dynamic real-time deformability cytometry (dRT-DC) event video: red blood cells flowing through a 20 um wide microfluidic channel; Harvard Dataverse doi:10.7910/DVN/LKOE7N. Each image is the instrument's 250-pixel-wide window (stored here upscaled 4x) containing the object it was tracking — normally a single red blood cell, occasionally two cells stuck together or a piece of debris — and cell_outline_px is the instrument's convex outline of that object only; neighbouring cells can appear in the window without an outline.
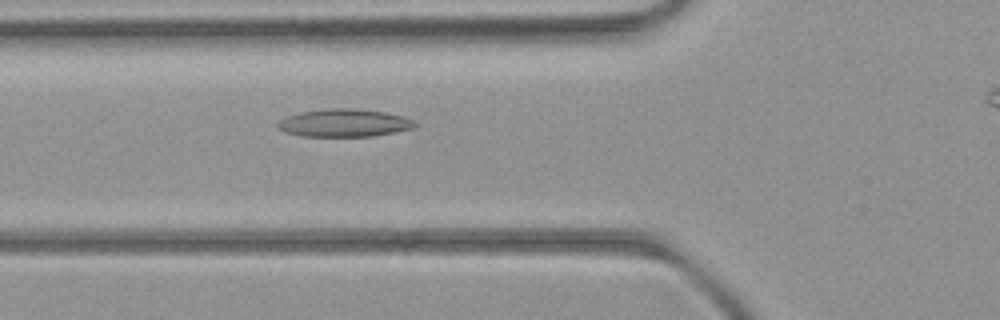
{"species": "common noctule bat (a hibernating species)", "species_latin": "Nyctalus noctula", "temperature_condition": "room temperature", "stored_images_in_passage": 31, "camera_frame_rate_fps": 3000, "um_per_image_px": 0.085, "animal": {"sex": "female", "body_mass_g": 21.9}, "frame": {"image": 1, "passage_image": 4, "time_ms": 1.0, "image_size_px": [1000, 320], "cell_outline_px": [[416, 124], [412, 128], [396, 132], [372, 136], [300, 136], [284, 132], [276, 128], [276, 124], [280, 120], [288, 116], [300, 112], [324, 108], [352, 108], [388, 112], [404, 116], [412, 120]], "centroid_in_image_um": [29.22, 10.44], "position_along_channel_um": 96.6, "area_um2": 22.37}}
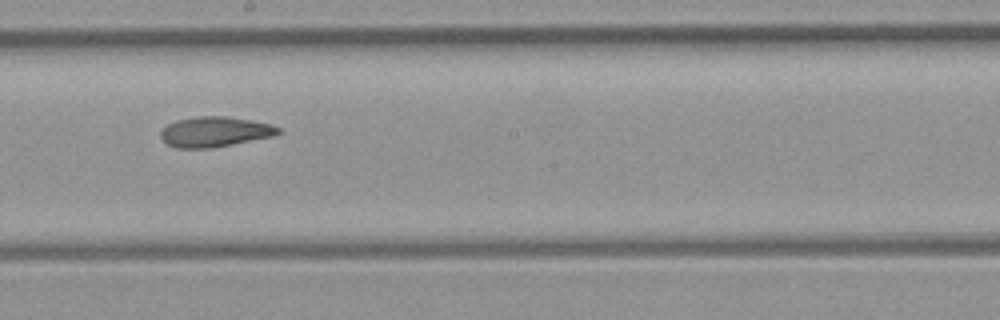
{"frame": {"image": 2, "passage_image": 14, "time_ms": 4.333, "image_size_px": [1000, 320], "cell_outline_px": [[280, 132], [276, 136], [208, 148], [180, 148], [168, 144], [160, 136], [160, 132], [168, 124], [176, 120], [196, 116], [228, 116], [252, 120], [272, 124], [280, 128]], "centroid_in_image_um": [18.29, 11.18], "position_along_channel_um": 229.9, "area_um2": 20.63}}
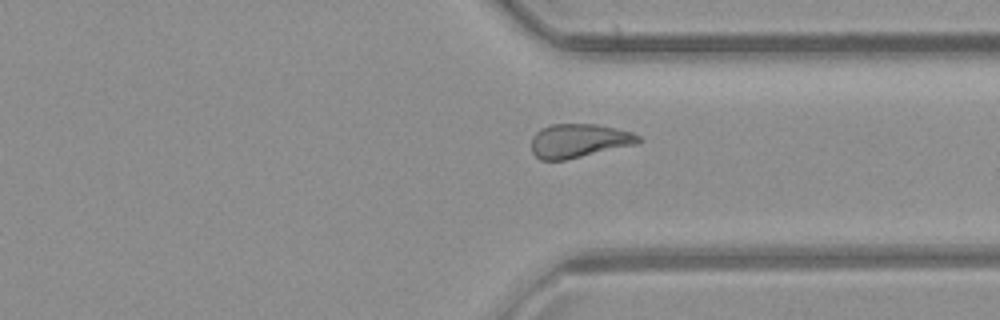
{"frame": {"image": 3, "passage_image": 24, "time_ms": 7.667, "image_size_px": [1000, 320], "cell_outline_px": [[640, 140], [636, 144], [564, 160], [540, 160], [532, 152], [532, 136], [540, 128], [552, 124], [596, 124], [616, 128], [632, 132], [640, 136]], "centroid_in_image_um": [49.18, 11.95], "position_along_channel_um": 362.2, "area_um2": 20.98}}